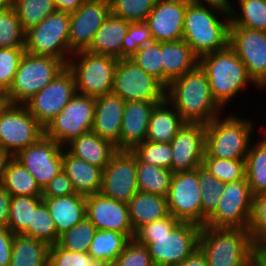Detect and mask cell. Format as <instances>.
<instances>
[{
  "label": "cell",
  "mask_w": 266,
  "mask_h": 266,
  "mask_svg": "<svg viewBox=\"0 0 266 266\" xmlns=\"http://www.w3.org/2000/svg\"><path fill=\"white\" fill-rule=\"evenodd\" d=\"M253 263L255 266H266V261L258 253H256Z\"/></svg>",
  "instance_id": "61"
},
{
  "label": "cell",
  "mask_w": 266,
  "mask_h": 266,
  "mask_svg": "<svg viewBox=\"0 0 266 266\" xmlns=\"http://www.w3.org/2000/svg\"><path fill=\"white\" fill-rule=\"evenodd\" d=\"M265 132H264V136H263V134H262V137H263V139L266 141V130H264Z\"/></svg>",
  "instance_id": "64"
},
{
  "label": "cell",
  "mask_w": 266,
  "mask_h": 266,
  "mask_svg": "<svg viewBox=\"0 0 266 266\" xmlns=\"http://www.w3.org/2000/svg\"><path fill=\"white\" fill-rule=\"evenodd\" d=\"M130 239L117 231L97 230L92 239L88 254L97 260L116 262L117 256L124 250Z\"/></svg>",
  "instance_id": "36"
},
{
  "label": "cell",
  "mask_w": 266,
  "mask_h": 266,
  "mask_svg": "<svg viewBox=\"0 0 266 266\" xmlns=\"http://www.w3.org/2000/svg\"><path fill=\"white\" fill-rule=\"evenodd\" d=\"M12 156L0 147V183L5 172L7 162Z\"/></svg>",
  "instance_id": "59"
},
{
  "label": "cell",
  "mask_w": 266,
  "mask_h": 266,
  "mask_svg": "<svg viewBox=\"0 0 266 266\" xmlns=\"http://www.w3.org/2000/svg\"><path fill=\"white\" fill-rule=\"evenodd\" d=\"M48 266H113L109 262L97 260L88 252H73L62 248L58 243L49 248Z\"/></svg>",
  "instance_id": "48"
},
{
  "label": "cell",
  "mask_w": 266,
  "mask_h": 266,
  "mask_svg": "<svg viewBox=\"0 0 266 266\" xmlns=\"http://www.w3.org/2000/svg\"><path fill=\"white\" fill-rule=\"evenodd\" d=\"M25 48H0V93L11 87Z\"/></svg>",
  "instance_id": "50"
},
{
  "label": "cell",
  "mask_w": 266,
  "mask_h": 266,
  "mask_svg": "<svg viewBox=\"0 0 266 266\" xmlns=\"http://www.w3.org/2000/svg\"><path fill=\"white\" fill-rule=\"evenodd\" d=\"M177 266H208L205 256L197 249L190 257Z\"/></svg>",
  "instance_id": "57"
},
{
  "label": "cell",
  "mask_w": 266,
  "mask_h": 266,
  "mask_svg": "<svg viewBox=\"0 0 266 266\" xmlns=\"http://www.w3.org/2000/svg\"><path fill=\"white\" fill-rule=\"evenodd\" d=\"M112 93L126 102L138 100L161 103L166 99V87L131 58L118 59Z\"/></svg>",
  "instance_id": "11"
},
{
  "label": "cell",
  "mask_w": 266,
  "mask_h": 266,
  "mask_svg": "<svg viewBox=\"0 0 266 266\" xmlns=\"http://www.w3.org/2000/svg\"><path fill=\"white\" fill-rule=\"evenodd\" d=\"M138 191L136 155L132 151H117L102 171L100 192L128 203Z\"/></svg>",
  "instance_id": "17"
},
{
  "label": "cell",
  "mask_w": 266,
  "mask_h": 266,
  "mask_svg": "<svg viewBox=\"0 0 266 266\" xmlns=\"http://www.w3.org/2000/svg\"><path fill=\"white\" fill-rule=\"evenodd\" d=\"M13 7L25 31L57 11L54 0H14Z\"/></svg>",
  "instance_id": "39"
},
{
  "label": "cell",
  "mask_w": 266,
  "mask_h": 266,
  "mask_svg": "<svg viewBox=\"0 0 266 266\" xmlns=\"http://www.w3.org/2000/svg\"><path fill=\"white\" fill-rule=\"evenodd\" d=\"M111 13L109 0L84 1L70 13L69 48L75 53L87 50L101 27Z\"/></svg>",
  "instance_id": "19"
},
{
  "label": "cell",
  "mask_w": 266,
  "mask_h": 266,
  "mask_svg": "<svg viewBox=\"0 0 266 266\" xmlns=\"http://www.w3.org/2000/svg\"><path fill=\"white\" fill-rule=\"evenodd\" d=\"M14 234L7 228L0 226V266H9L12 255Z\"/></svg>",
  "instance_id": "54"
},
{
  "label": "cell",
  "mask_w": 266,
  "mask_h": 266,
  "mask_svg": "<svg viewBox=\"0 0 266 266\" xmlns=\"http://www.w3.org/2000/svg\"><path fill=\"white\" fill-rule=\"evenodd\" d=\"M173 173L195 170L202 165L206 146V125L184 123L170 142Z\"/></svg>",
  "instance_id": "20"
},
{
  "label": "cell",
  "mask_w": 266,
  "mask_h": 266,
  "mask_svg": "<svg viewBox=\"0 0 266 266\" xmlns=\"http://www.w3.org/2000/svg\"><path fill=\"white\" fill-rule=\"evenodd\" d=\"M167 203L170 215L180 222L202 227L201 186L198 168L173 173Z\"/></svg>",
  "instance_id": "15"
},
{
  "label": "cell",
  "mask_w": 266,
  "mask_h": 266,
  "mask_svg": "<svg viewBox=\"0 0 266 266\" xmlns=\"http://www.w3.org/2000/svg\"><path fill=\"white\" fill-rule=\"evenodd\" d=\"M111 13L130 23L145 22L156 0H109Z\"/></svg>",
  "instance_id": "45"
},
{
  "label": "cell",
  "mask_w": 266,
  "mask_h": 266,
  "mask_svg": "<svg viewBox=\"0 0 266 266\" xmlns=\"http://www.w3.org/2000/svg\"><path fill=\"white\" fill-rule=\"evenodd\" d=\"M6 98L4 97V94L0 93V110L2 109V107L6 104Z\"/></svg>",
  "instance_id": "63"
},
{
  "label": "cell",
  "mask_w": 266,
  "mask_h": 266,
  "mask_svg": "<svg viewBox=\"0 0 266 266\" xmlns=\"http://www.w3.org/2000/svg\"><path fill=\"white\" fill-rule=\"evenodd\" d=\"M131 59L163 84L162 42L152 41L144 45Z\"/></svg>",
  "instance_id": "47"
},
{
  "label": "cell",
  "mask_w": 266,
  "mask_h": 266,
  "mask_svg": "<svg viewBox=\"0 0 266 266\" xmlns=\"http://www.w3.org/2000/svg\"><path fill=\"white\" fill-rule=\"evenodd\" d=\"M70 13L55 11L41 23L26 31V52L57 58L68 64L73 52L69 48ZM67 53V54H66Z\"/></svg>",
  "instance_id": "9"
},
{
  "label": "cell",
  "mask_w": 266,
  "mask_h": 266,
  "mask_svg": "<svg viewBox=\"0 0 266 266\" xmlns=\"http://www.w3.org/2000/svg\"><path fill=\"white\" fill-rule=\"evenodd\" d=\"M76 193L71 180L63 170L55 176L42 190V197L68 196Z\"/></svg>",
  "instance_id": "53"
},
{
  "label": "cell",
  "mask_w": 266,
  "mask_h": 266,
  "mask_svg": "<svg viewBox=\"0 0 266 266\" xmlns=\"http://www.w3.org/2000/svg\"><path fill=\"white\" fill-rule=\"evenodd\" d=\"M247 230L256 247L266 242V193L253 195Z\"/></svg>",
  "instance_id": "49"
},
{
  "label": "cell",
  "mask_w": 266,
  "mask_h": 266,
  "mask_svg": "<svg viewBox=\"0 0 266 266\" xmlns=\"http://www.w3.org/2000/svg\"><path fill=\"white\" fill-rule=\"evenodd\" d=\"M42 202V196H11L7 228L14 235L23 234L32 224L33 210Z\"/></svg>",
  "instance_id": "38"
},
{
  "label": "cell",
  "mask_w": 266,
  "mask_h": 266,
  "mask_svg": "<svg viewBox=\"0 0 266 266\" xmlns=\"http://www.w3.org/2000/svg\"><path fill=\"white\" fill-rule=\"evenodd\" d=\"M257 253L266 261V242L257 247Z\"/></svg>",
  "instance_id": "60"
},
{
  "label": "cell",
  "mask_w": 266,
  "mask_h": 266,
  "mask_svg": "<svg viewBox=\"0 0 266 266\" xmlns=\"http://www.w3.org/2000/svg\"><path fill=\"white\" fill-rule=\"evenodd\" d=\"M200 231L201 226L169 214L141 226L134 239L148 247L154 266H177L198 249Z\"/></svg>",
  "instance_id": "1"
},
{
  "label": "cell",
  "mask_w": 266,
  "mask_h": 266,
  "mask_svg": "<svg viewBox=\"0 0 266 266\" xmlns=\"http://www.w3.org/2000/svg\"><path fill=\"white\" fill-rule=\"evenodd\" d=\"M126 101L109 93L95 98V114L92 131L102 139L112 142L120 151V133Z\"/></svg>",
  "instance_id": "24"
},
{
  "label": "cell",
  "mask_w": 266,
  "mask_h": 266,
  "mask_svg": "<svg viewBox=\"0 0 266 266\" xmlns=\"http://www.w3.org/2000/svg\"><path fill=\"white\" fill-rule=\"evenodd\" d=\"M154 41L145 22L130 23L122 44V58H131L139 48Z\"/></svg>",
  "instance_id": "51"
},
{
  "label": "cell",
  "mask_w": 266,
  "mask_h": 266,
  "mask_svg": "<svg viewBox=\"0 0 266 266\" xmlns=\"http://www.w3.org/2000/svg\"><path fill=\"white\" fill-rule=\"evenodd\" d=\"M62 170L71 180L76 194L90 196L102 188V169L79 159L63 148Z\"/></svg>",
  "instance_id": "25"
},
{
  "label": "cell",
  "mask_w": 266,
  "mask_h": 266,
  "mask_svg": "<svg viewBox=\"0 0 266 266\" xmlns=\"http://www.w3.org/2000/svg\"><path fill=\"white\" fill-rule=\"evenodd\" d=\"M228 45L259 88L266 87V32L229 25Z\"/></svg>",
  "instance_id": "16"
},
{
  "label": "cell",
  "mask_w": 266,
  "mask_h": 266,
  "mask_svg": "<svg viewBox=\"0 0 266 266\" xmlns=\"http://www.w3.org/2000/svg\"><path fill=\"white\" fill-rule=\"evenodd\" d=\"M83 2V0H54L57 11L69 13L76 11Z\"/></svg>",
  "instance_id": "56"
},
{
  "label": "cell",
  "mask_w": 266,
  "mask_h": 266,
  "mask_svg": "<svg viewBox=\"0 0 266 266\" xmlns=\"http://www.w3.org/2000/svg\"><path fill=\"white\" fill-rule=\"evenodd\" d=\"M138 190L160 196H168L173 172L142 162L136 156Z\"/></svg>",
  "instance_id": "35"
},
{
  "label": "cell",
  "mask_w": 266,
  "mask_h": 266,
  "mask_svg": "<svg viewBox=\"0 0 266 266\" xmlns=\"http://www.w3.org/2000/svg\"><path fill=\"white\" fill-rule=\"evenodd\" d=\"M198 182L201 186L202 226L215 211L224 191V183L215 178L202 165L198 167Z\"/></svg>",
  "instance_id": "41"
},
{
  "label": "cell",
  "mask_w": 266,
  "mask_h": 266,
  "mask_svg": "<svg viewBox=\"0 0 266 266\" xmlns=\"http://www.w3.org/2000/svg\"><path fill=\"white\" fill-rule=\"evenodd\" d=\"M42 200L49 209L59 236L86 218L85 196L74 193L68 196L42 197Z\"/></svg>",
  "instance_id": "26"
},
{
  "label": "cell",
  "mask_w": 266,
  "mask_h": 266,
  "mask_svg": "<svg viewBox=\"0 0 266 266\" xmlns=\"http://www.w3.org/2000/svg\"><path fill=\"white\" fill-rule=\"evenodd\" d=\"M245 176L252 195L266 193V141L263 138L249 147Z\"/></svg>",
  "instance_id": "34"
},
{
  "label": "cell",
  "mask_w": 266,
  "mask_h": 266,
  "mask_svg": "<svg viewBox=\"0 0 266 266\" xmlns=\"http://www.w3.org/2000/svg\"><path fill=\"white\" fill-rule=\"evenodd\" d=\"M26 31L13 6L0 9V48H25Z\"/></svg>",
  "instance_id": "40"
},
{
  "label": "cell",
  "mask_w": 266,
  "mask_h": 266,
  "mask_svg": "<svg viewBox=\"0 0 266 266\" xmlns=\"http://www.w3.org/2000/svg\"><path fill=\"white\" fill-rule=\"evenodd\" d=\"M189 0H156L145 23L157 42L183 39V23Z\"/></svg>",
  "instance_id": "22"
},
{
  "label": "cell",
  "mask_w": 266,
  "mask_h": 266,
  "mask_svg": "<svg viewBox=\"0 0 266 266\" xmlns=\"http://www.w3.org/2000/svg\"><path fill=\"white\" fill-rule=\"evenodd\" d=\"M1 184L10 196H42L33 175L15 157L7 162Z\"/></svg>",
  "instance_id": "33"
},
{
  "label": "cell",
  "mask_w": 266,
  "mask_h": 266,
  "mask_svg": "<svg viewBox=\"0 0 266 266\" xmlns=\"http://www.w3.org/2000/svg\"><path fill=\"white\" fill-rule=\"evenodd\" d=\"M129 219L134 232L141 226L167 217V197L138 191L127 203Z\"/></svg>",
  "instance_id": "30"
},
{
  "label": "cell",
  "mask_w": 266,
  "mask_h": 266,
  "mask_svg": "<svg viewBox=\"0 0 266 266\" xmlns=\"http://www.w3.org/2000/svg\"><path fill=\"white\" fill-rule=\"evenodd\" d=\"M73 55L76 58H70L67 67L74 75L77 93L94 98L112 93L118 59L87 50Z\"/></svg>",
  "instance_id": "8"
},
{
  "label": "cell",
  "mask_w": 266,
  "mask_h": 266,
  "mask_svg": "<svg viewBox=\"0 0 266 266\" xmlns=\"http://www.w3.org/2000/svg\"><path fill=\"white\" fill-rule=\"evenodd\" d=\"M113 266H154L148 247L131 239L117 256Z\"/></svg>",
  "instance_id": "52"
},
{
  "label": "cell",
  "mask_w": 266,
  "mask_h": 266,
  "mask_svg": "<svg viewBox=\"0 0 266 266\" xmlns=\"http://www.w3.org/2000/svg\"><path fill=\"white\" fill-rule=\"evenodd\" d=\"M132 152L146 164L171 170L172 148L170 143L145 140Z\"/></svg>",
  "instance_id": "46"
},
{
  "label": "cell",
  "mask_w": 266,
  "mask_h": 266,
  "mask_svg": "<svg viewBox=\"0 0 266 266\" xmlns=\"http://www.w3.org/2000/svg\"><path fill=\"white\" fill-rule=\"evenodd\" d=\"M45 135V128L21 104L6 103L0 110V147L12 157Z\"/></svg>",
  "instance_id": "10"
},
{
  "label": "cell",
  "mask_w": 266,
  "mask_h": 266,
  "mask_svg": "<svg viewBox=\"0 0 266 266\" xmlns=\"http://www.w3.org/2000/svg\"><path fill=\"white\" fill-rule=\"evenodd\" d=\"M252 193L246 176L224 183V191L215 211L206 219L205 226L247 230L252 211Z\"/></svg>",
  "instance_id": "12"
},
{
  "label": "cell",
  "mask_w": 266,
  "mask_h": 266,
  "mask_svg": "<svg viewBox=\"0 0 266 266\" xmlns=\"http://www.w3.org/2000/svg\"><path fill=\"white\" fill-rule=\"evenodd\" d=\"M189 1L194 2V3H199V4H204L205 2V5L207 4V5L221 8L228 13L233 8V6L230 4V1L228 0H189Z\"/></svg>",
  "instance_id": "58"
},
{
  "label": "cell",
  "mask_w": 266,
  "mask_h": 266,
  "mask_svg": "<svg viewBox=\"0 0 266 266\" xmlns=\"http://www.w3.org/2000/svg\"><path fill=\"white\" fill-rule=\"evenodd\" d=\"M96 227L86 217L71 229L60 235L58 244L69 251L85 253L89 251Z\"/></svg>",
  "instance_id": "43"
},
{
  "label": "cell",
  "mask_w": 266,
  "mask_h": 266,
  "mask_svg": "<svg viewBox=\"0 0 266 266\" xmlns=\"http://www.w3.org/2000/svg\"><path fill=\"white\" fill-rule=\"evenodd\" d=\"M95 114V98L77 93L46 126L45 136L62 147L75 138L92 131Z\"/></svg>",
  "instance_id": "13"
},
{
  "label": "cell",
  "mask_w": 266,
  "mask_h": 266,
  "mask_svg": "<svg viewBox=\"0 0 266 266\" xmlns=\"http://www.w3.org/2000/svg\"><path fill=\"white\" fill-rule=\"evenodd\" d=\"M216 11L224 14L225 20H220ZM229 25L230 14L225 10L189 1L184 16L183 40L200 58L228 46Z\"/></svg>",
  "instance_id": "3"
},
{
  "label": "cell",
  "mask_w": 266,
  "mask_h": 266,
  "mask_svg": "<svg viewBox=\"0 0 266 266\" xmlns=\"http://www.w3.org/2000/svg\"><path fill=\"white\" fill-rule=\"evenodd\" d=\"M76 94L74 75L66 67L48 85L38 91L23 105L46 128Z\"/></svg>",
  "instance_id": "14"
},
{
  "label": "cell",
  "mask_w": 266,
  "mask_h": 266,
  "mask_svg": "<svg viewBox=\"0 0 266 266\" xmlns=\"http://www.w3.org/2000/svg\"><path fill=\"white\" fill-rule=\"evenodd\" d=\"M168 107L171 104L166 99L155 106L149 120L146 141L170 143L184 125L185 122L175 108Z\"/></svg>",
  "instance_id": "31"
},
{
  "label": "cell",
  "mask_w": 266,
  "mask_h": 266,
  "mask_svg": "<svg viewBox=\"0 0 266 266\" xmlns=\"http://www.w3.org/2000/svg\"><path fill=\"white\" fill-rule=\"evenodd\" d=\"M198 249L208 266H251L257 253L248 230L202 226Z\"/></svg>",
  "instance_id": "4"
},
{
  "label": "cell",
  "mask_w": 266,
  "mask_h": 266,
  "mask_svg": "<svg viewBox=\"0 0 266 266\" xmlns=\"http://www.w3.org/2000/svg\"><path fill=\"white\" fill-rule=\"evenodd\" d=\"M86 217L97 230H113L134 239L127 203L111 199L101 192L87 196Z\"/></svg>",
  "instance_id": "21"
},
{
  "label": "cell",
  "mask_w": 266,
  "mask_h": 266,
  "mask_svg": "<svg viewBox=\"0 0 266 266\" xmlns=\"http://www.w3.org/2000/svg\"><path fill=\"white\" fill-rule=\"evenodd\" d=\"M202 166L223 183L234 182L245 177V160L215 158L205 152Z\"/></svg>",
  "instance_id": "44"
},
{
  "label": "cell",
  "mask_w": 266,
  "mask_h": 266,
  "mask_svg": "<svg viewBox=\"0 0 266 266\" xmlns=\"http://www.w3.org/2000/svg\"><path fill=\"white\" fill-rule=\"evenodd\" d=\"M50 246L24 234H15L9 266H48Z\"/></svg>",
  "instance_id": "32"
},
{
  "label": "cell",
  "mask_w": 266,
  "mask_h": 266,
  "mask_svg": "<svg viewBox=\"0 0 266 266\" xmlns=\"http://www.w3.org/2000/svg\"><path fill=\"white\" fill-rule=\"evenodd\" d=\"M63 148L44 135L38 142L24 148L14 157L33 175L43 190L62 171Z\"/></svg>",
  "instance_id": "18"
},
{
  "label": "cell",
  "mask_w": 266,
  "mask_h": 266,
  "mask_svg": "<svg viewBox=\"0 0 266 266\" xmlns=\"http://www.w3.org/2000/svg\"><path fill=\"white\" fill-rule=\"evenodd\" d=\"M252 132L250 120L233 115L221 120L218 116L206 125L205 152L215 158L245 160Z\"/></svg>",
  "instance_id": "7"
},
{
  "label": "cell",
  "mask_w": 266,
  "mask_h": 266,
  "mask_svg": "<svg viewBox=\"0 0 266 266\" xmlns=\"http://www.w3.org/2000/svg\"><path fill=\"white\" fill-rule=\"evenodd\" d=\"M199 64V58L182 39L162 42L163 85L183 76Z\"/></svg>",
  "instance_id": "27"
},
{
  "label": "cell",
  "mask_w": 266,
  "mask_h": 266,
  "mask_svg": "<svg viewBox=\"0 0 266 266\" xmlns=\"http://www.w3.org/2000/svg\"><path fill=\"white\" fill-rule=\"evenodd\" d=\"M64 148L75 157L102 170L118 151L112 142L102 139L93 131L81 134L78 138L68 143L67 146H64Z\"/></svg>",
  "instance_id": "28"
},
{
  "label": "cell",
  "mask_w": 266,
  "mask_h": 266,
  "mask_svg": "<svg viewBox=\"0 0 266 266\" xmlns=\"http://www.w3.org/2000/svg\"><path fill=\"white\" fill-rule=\"evenodd\" d=\"M11 196L0 183V226L7 227L10 215Z\"/></svg>",
  "instance_id": "55"
},
{
  "label": "cell",
  "mask_w": 266,
  "mask_h": 266,
  "mask_svg": "<svg viewBox=\"0 0 266 266\" xmlns=\"http://www.w3.org/2000/svg\"><path fill=\"white\" fill-rule=\"evenodd\" d=\"M66 67L67 64L60 59L25 52L20 60L13 83L4 94L6 102L23 105Z\"/></svg>",
  "instance_id": "6"
},
{
  "label": "cell",
  "mask_w": 266,
  "mask_h": 266,
  "mask_svg": "<svg viewBox=\"0 0 266 266\" xmlns=\"http://www.w3.org/2000/svg\"><path fill=\"white\" fill-rule=\"evenodd\" d=\"M129 24L127 20L110 13L95 33L87 51L121 59L123 39L127 35Z\"/></svg>",
  "instance_id": "29"
},
{
  "label": "cell",
  "mask_w": 266,
  "mask_h": 266,
  "mask_svg": "<svg viewBox=\"0 0 266 266\" xmlns=\"http://www.w3.org/2000/svg\"><path fill=\"white\" fill-rule=\"evenodd\" d=\"M237 1L241 13L234 8L231 9L230 25L266 32V0Z\"/></svg>",
  "instance_id": "37"
},
{
  "label": "cell",
  "mask_w": 266,
  "mask_h": 266,
  "mask_svg": "<svg viewBox=\"0 0 266 266\" xmlns=\"http://www.w3.org/2000/svg\"><path fill=\"white\" fill-rule=\"evenodd\" d=\"M14 0H0V9L13 6Z\"/></svg>",
  "instance_id": "62"
},
{
  "label": "cell",
  "mask_w": 266,
  "mask_h": 266,
  "mask_svg": "<svg viewBox=\"0 0 266 266\" xmlns=\"http://www.w3.org/2000/svg\"><path fill=\"white\" fill-rule=\"evenodd\" d=\"M166 100L185 123L207 125L222 110L213 99L209 80L199 64L168 84Z\"/></svg>",
  "instance_id": "2"
},
{
  "label": "cell",
  "mask_w": 266,
  "mask_h": 266,
  "mask_svg": "<svg viewBox=\"0 0 266 266\" xmlns=\"http://www.w3.org/2000/svg\"><path fill=\"white\" fill-rule=\"evenodd\" d=\"M199 65L207 75L213 99L221 108L245 85L255 84L246 66L229 45L223 50L200 57Z\"/></svg>",
  "instance_id": "5"
},
{
  "label": "cell",
  "mask_w": 266,
  "mask_h": 266,
  "mask_svg": "<svg viewBox=\"0 0 266 266\" xmlns=\"http://www.w3.org/2000/svg\"><path fill=\"white\" fill-rule=\"evenodd\" d=\"M159 103L128 101L124 105L120 133V151H133L146 140L148 124L155 106Z\"/></svg>",
  "instance_id": "23"
},
{
  "label": "cell",
  "mask_w": 266,
  "mask_h": 266,
  "mask_svg": "<svg viewBox=\"0 0 266 266\" xmlns=\"http://www.w3.org/2000/svg\"><path fill=\"white\" fill-rule=\"evenodd\" d=\"M23 234L44 241L49 246L58 243L60 236L57 234L54 221L44 202L33 210L32 224Z\"/></svg>",
  "instance_id": "42"
}]
</instances>
